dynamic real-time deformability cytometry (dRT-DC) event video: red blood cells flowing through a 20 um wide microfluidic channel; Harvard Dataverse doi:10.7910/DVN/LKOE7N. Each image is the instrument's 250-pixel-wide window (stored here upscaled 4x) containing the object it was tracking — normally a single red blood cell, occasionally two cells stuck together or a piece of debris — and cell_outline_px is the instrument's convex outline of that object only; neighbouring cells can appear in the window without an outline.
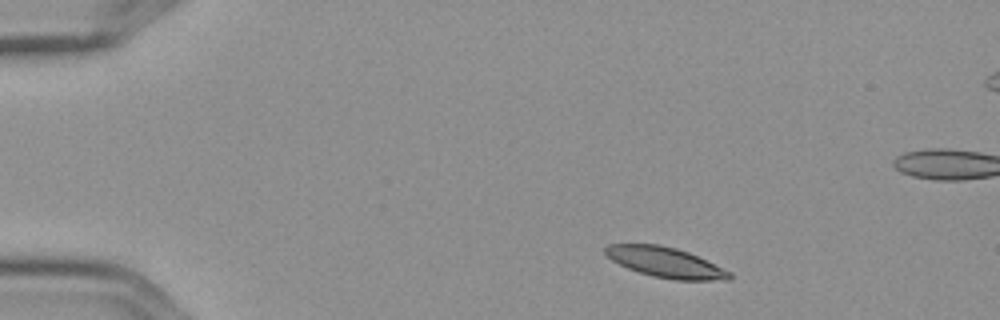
{"species": "Egyptian fruit bat (a non-hibernating species)", "species_latin": "Rousettus aegyptiacus", "temperature_condition": "cold", "stored_images_in_passage": 4, "camera_frame_rate_fps": 3000, "um_per_image_px": 0.085, "frame": {"image": 1, "passage_image": 1, "time_ms": 0.0, "image_size_px": [1000, 320], "cell_outline_px": [[732, 280], [676, 280], [652, 276], [628, 268], [612, 260], [604, 252], [604, 248], [608, 244], [656, 244], [676, 248], [688, 252], [732, 272]], "centroid_in_image_um": [56.58, 22.3], "position_along_channel_um": 28.4, "area_um2": 21.73}}